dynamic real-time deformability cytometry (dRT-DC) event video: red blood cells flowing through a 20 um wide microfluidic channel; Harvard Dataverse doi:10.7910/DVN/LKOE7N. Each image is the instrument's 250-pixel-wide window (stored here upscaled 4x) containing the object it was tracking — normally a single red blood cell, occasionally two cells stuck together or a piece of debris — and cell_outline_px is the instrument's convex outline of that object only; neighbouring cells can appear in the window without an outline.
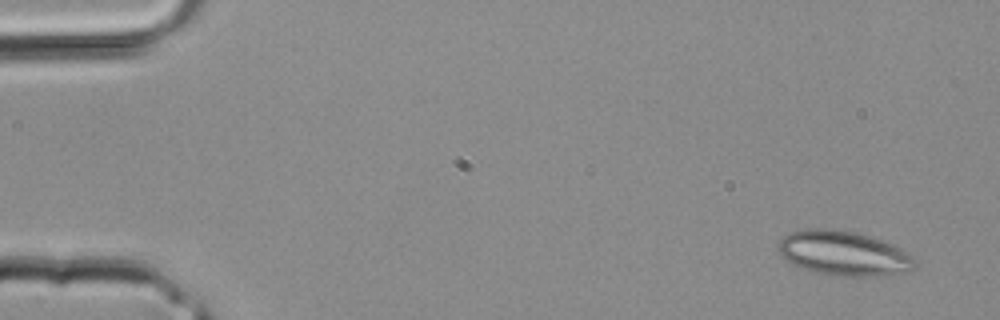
{"species": "common noctule bat (a hibernating species)", "species_latin": "Nyctalus noctula", "temperature_condition": "room temperature", "stored_images_in_passage": 2, "camera_frame_rate_fps": 3000, "um_per_image_px": 0.085, "animal": {"sex": "male", "body_mass_g": 20.4}, "frame": {"image": 1, "passage_image": 2, "time_ms": 0.333, "image_size_px": [1000, 320], "cell_outline_px": [[916, 268], [908, 272], [884, 276], [840, 276], [816, 272], [800, 268], [788, 260], [776, 248], [776, 244], [784, 236], [792, 232], [812, 228], [816, 228], [856, 232], [892, 244], [900, 248], [912, 256], [916, 264]], "centroid_in_image_um": [71.74, 21.55], "position_along_channel_um": 13.3, "area_um2": 35.32}}